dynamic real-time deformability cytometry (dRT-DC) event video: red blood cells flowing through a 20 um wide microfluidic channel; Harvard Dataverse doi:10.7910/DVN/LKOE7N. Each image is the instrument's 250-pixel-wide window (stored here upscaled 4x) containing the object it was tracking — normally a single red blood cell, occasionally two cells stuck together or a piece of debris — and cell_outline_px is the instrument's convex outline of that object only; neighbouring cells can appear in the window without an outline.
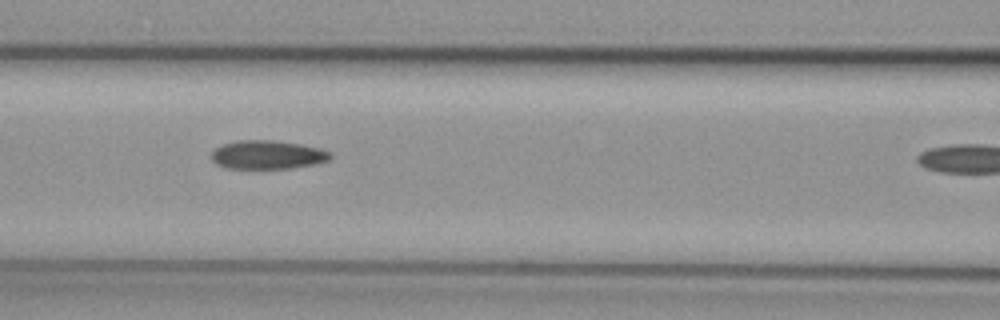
{"species": "common noctule bat (a hibernating species)", "species_latin": "Nyctalus noctula", "temperature_condition": "cold", "stored_images_in_passage": 7, "camera_frame_rate_fps": 3000, "um_per_image_px": 0.085, "animal": {"sex": "female", "body_mass_g": 29.2, "forearm_length_mm": 56.3}, "frame": {"image": 1, "passage_image": 5, "time_ms": 4.667, "image_size_px": [1000, 320], "cell_outline_px": [[332, 156], [328, 160], [316, 164], [288, 168], [224, 168], [216, 164], [212, 160], [212, 152], [216, 148], [224, 144], [240, 140], [272, 140], [300, 144], [320, 148], [332, 152]], "centroid_in_image_um": [22.76, 13.15], "position_along_channel_um": 143.8, "area_um2": 19.77}}